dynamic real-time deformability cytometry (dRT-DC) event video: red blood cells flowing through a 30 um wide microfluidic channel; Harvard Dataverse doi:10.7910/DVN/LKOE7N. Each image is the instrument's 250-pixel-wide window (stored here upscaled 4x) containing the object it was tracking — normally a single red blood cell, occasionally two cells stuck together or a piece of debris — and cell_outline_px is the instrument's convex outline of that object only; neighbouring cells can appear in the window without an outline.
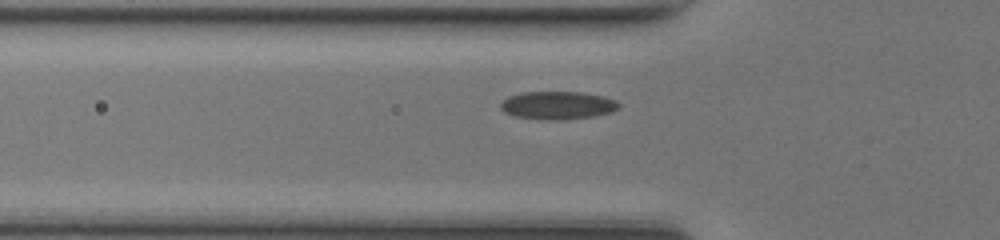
{"species": "common noctule bat (a hibernating species)", "species_latin": "Nyctalus noctula", "temperature_condition": "room temperature", "stored_images_in_passage": 34, "camera_frame_rate_fps": 3000, "um_per_image_px": 0.085, "animal": {"sex": "female", "body_mass_g": 17.0, "forearm_length_mm": 48.0}, "frame": {"image": 1, "passage_image": 6, "time_ms": 1.667, "image_size_px": [1000, 240], "cell_outline_px": [[620, 108], [612, 112], [592, 116], [564, 120], [540, 120], [516, 116], [504, 112], [500, 108], [500, 104], [508, 96], [520, 92], [584, 92], [616, 100], [620, 104]], "centroid_in_image_um": [47.39, 8.95], "position_along_channel_um": 78.4, "area_um2": 19.42}}
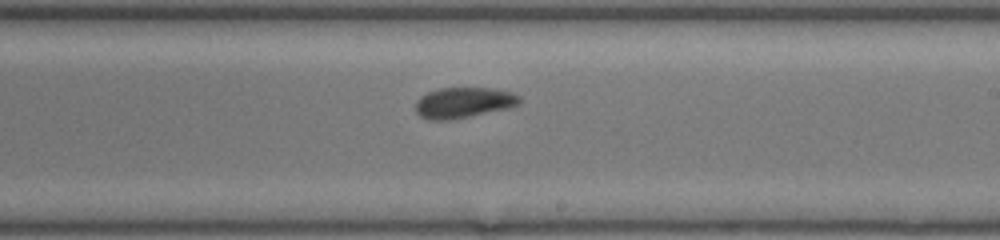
{"frame": {"image": 2, "passage_image": 18, "time_ms": 5.667, "image_size_px": [1000, 240], "cell_outline_px": [[524, 100], [520, 104], [508, 108], [448, 120], [428, 120], [420, 116], [416, 112], [416, 100], [420, 96], [428, 92], [440, 88], [492, 88], [512, 92], [520, 96]], "centroid_in_image_um": [39.42, 8.71], "position_along_channel_um": 249.6, "area_um2": 18.61}}
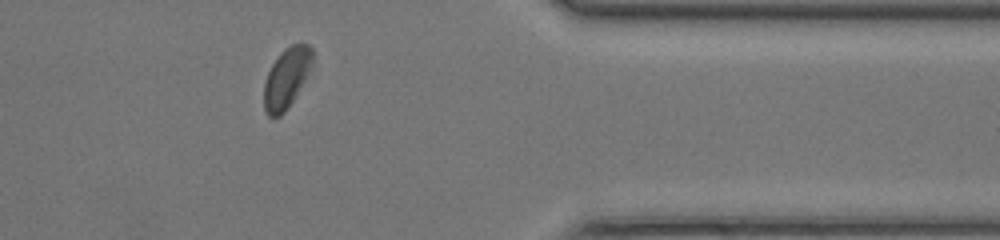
{"frame": {"image": 3, "passage_image": 29, "time_ms": 9.333, "image_size_px": [1000, 240], "cell_outline_px": [[312, 64], [308, 72], [288, 108], [280, 116], [268, 116], [264, 108], [264, 84], [268, 72], [272, 64], [280, 52], [284, 48], [300, 40], [308, 44], [312, 48]], "centroid_in_image_um": [24.35, 6.57], "position_along_channel_um": 387.1, "area_um2": 16.88}, "authors_computed_cell_mechanics": {"area_um2": 18.9584, "velocity_mm_per_s": 4.2845, "shape_relaxation_time_tau1_ms": 1.9643, "shape_relaxation_time_tau2_ms": 2.1398, "deformation_change_tau1": 0.0602, "deformation_change_tau2": 0.059}}